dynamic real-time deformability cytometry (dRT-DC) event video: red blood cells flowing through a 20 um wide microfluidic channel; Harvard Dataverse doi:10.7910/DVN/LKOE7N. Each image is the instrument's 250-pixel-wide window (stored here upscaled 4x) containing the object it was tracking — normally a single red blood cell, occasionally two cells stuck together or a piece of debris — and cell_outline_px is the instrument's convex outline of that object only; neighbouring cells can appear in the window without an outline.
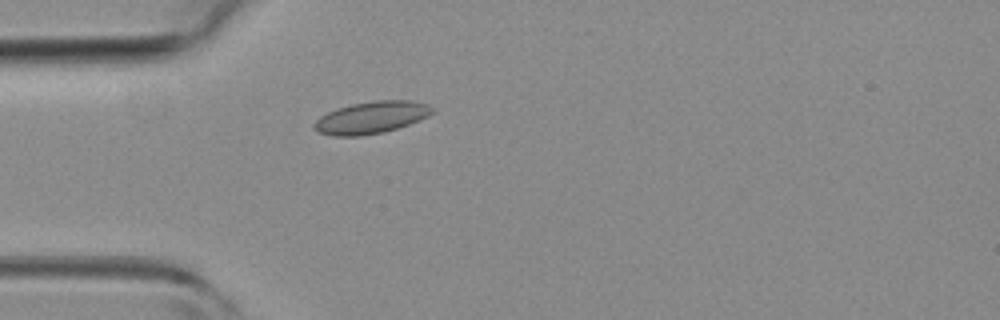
{"species": "common noctule bat (a hibernating species)", "species_latin": "Nyctalus noctula", "temperature_condition": "room temperature", "stored_images_in_passage": 30, "camera_frame_rate_fps": 3000, "um_per_image_px": 0.085, "animal": {"sex": "female", "body_mass_g": 19.3, "forearm_length_mm": 54.1}, "frame": {"image": 1, "passage_image": 1, "time_ms": 0.0, "image_size_px": [1000, 320], "cell_outline_px": [[436, 108], [428, 116], [420, 120], [384, 132], [360, 136], [332, 136], [316, 132], [312, 128], [312, 124], [320, 116], [336, 108], [352, 104], [376, 100], [412, 100], [428, 104]], "centroid_in_image_um": [31.54, 9.99], "position_along_channel_um": 53.5, "area_um2": 22.31}}
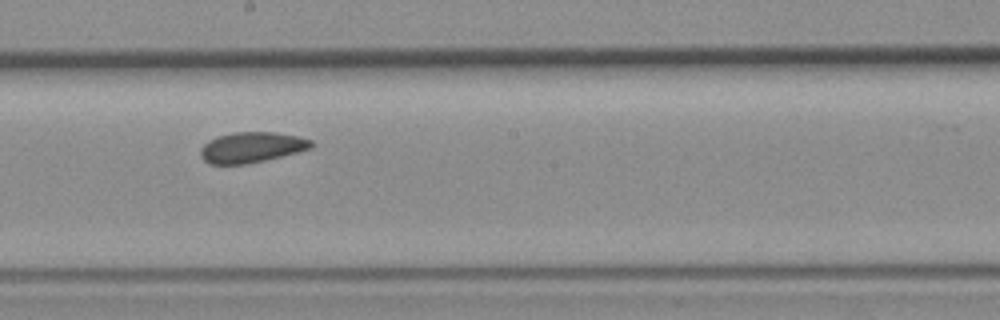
{"frame": {"image": 2, "passage_image": 13, "time_ms": 4.0, "image_size_px": [1000, 320], "cell_outline_px": [[316, 144], [312, 148], [248, 164], [208, 164], [200, 156], [200, 148], [208, 140], [216, 136], [232, 132], [276, 132], [296, 136], [312, 140]], "centroid_in_image_um": [21.36, 12.51], "position_along_channel_um": 226.8, "area_um2": 19.83}}
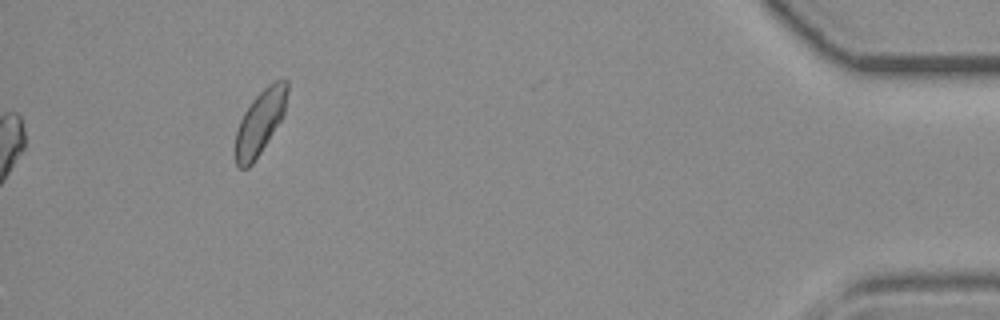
{"frame": {"image": 3, "passage_image": 30, "time_ms": 9.667, "image_size_px": [1000, 320], "cell_outline_px": [[288, 92], [284, 116], [252, 164], [248, 168], [240, 168], [236, 164], [236, 132], [240, 120], [244, 112], [252, 100], [268, 84], [276, 80], [288, 80]], "centroid_in_image_um": [22.13, 10.36], "position_along_channel_um": 413.1, "area_um2": 19.25}}